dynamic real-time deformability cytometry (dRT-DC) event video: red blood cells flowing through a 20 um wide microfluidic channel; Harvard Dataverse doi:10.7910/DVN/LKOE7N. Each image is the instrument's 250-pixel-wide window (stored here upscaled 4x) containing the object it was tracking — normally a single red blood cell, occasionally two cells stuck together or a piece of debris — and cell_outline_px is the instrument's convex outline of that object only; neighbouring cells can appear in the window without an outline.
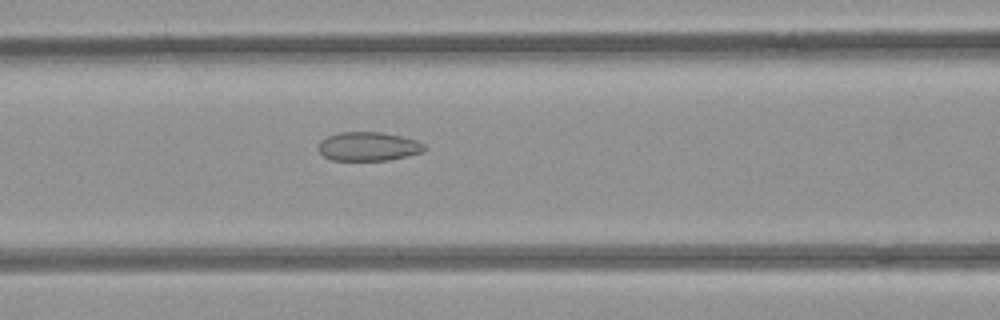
{"species": "common noctule bat (a hibernating species)", "species_latin": "Nyctalus noctula", "temperature_condition": "room temperature", "stored_images_in_passage": 35, "camera_frame_rate_fps": 3000, "um_per_image_px": 0.085, "animal": {"sex": "female", "body_mass_g": 21.9}, "frame": {"image": 1, "passage_image": 9, "time_ms": 2.667, "image_size_px": [1000, 320], "cell_outline_px": [[428, 148], [424, 152], [388, 160], [332, 160], [324, 156], [320, 152], [320, 140], [328, 136], [340, 132], [380, 132], [400, 136], [416, 140], [424, 144]], "centroid_in_image_um": [31.34, 12.45], "position_along_channel_um": 135.3, "area_um2": 17.74}}
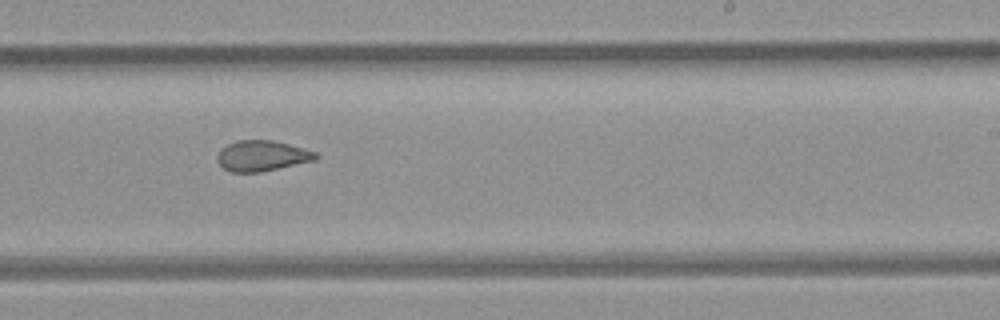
{"frame": {"image": 2, "passage_image": 19, "time_ms": 6.0, "image_size_px": [1000, 320], "cell_outline_px": [[320, 156], [316, 160], [260, 172], [232, 172], [224, 168], [216, 160], [216, 156], [228, 144], [236, 140], [272, 140], [288, 144], [316, 152]], "centroid_in_image_um": [22.28, 13.24], "position_along_channel_um": 266.7, "area_um2": 17.4}}
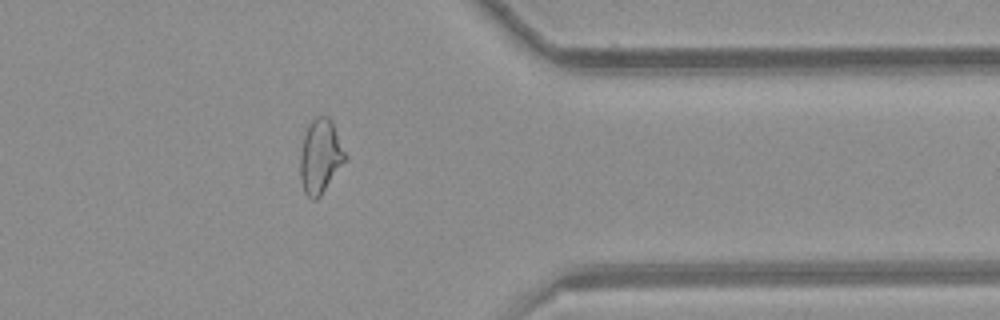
{"frame": {"image": 3, "passage_image": 29, "time_ms": 9.333, "image_size_px": [1000, 320], "cell_outline_px": [[344, 160], [320, 196], [316, 200], [312, 200], [304, 192], [300, 180], [300, 152], [304, 136], [308, 124], [316, 116], [328, 116], [332, 120], [344, 152]], "centroid_in_image_um": [27.17, 13.27], "position_along_channel_um": 384.2, "area_um2": 18.96}}